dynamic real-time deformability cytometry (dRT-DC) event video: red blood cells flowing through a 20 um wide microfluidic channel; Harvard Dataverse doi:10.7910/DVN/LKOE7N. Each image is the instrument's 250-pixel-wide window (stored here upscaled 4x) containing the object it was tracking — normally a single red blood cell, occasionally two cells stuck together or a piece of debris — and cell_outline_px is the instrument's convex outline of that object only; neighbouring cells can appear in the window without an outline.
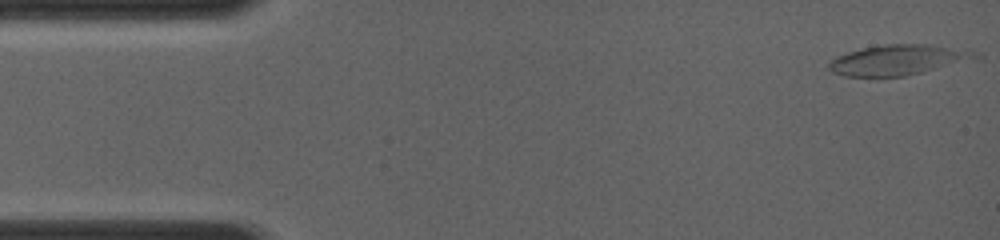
{"species": "common noctule bat (a hibernating species)", "species_latin": "Nyctalus noctula", "temperature_condition": "room temperature", "stored_images_in_passage": 3, "camera_frame_rate_fps": 4000, "um_per_image_px": 0.085, "animal": {"sex": "female", "body_mass_g": 19.0, "forearm_length_mm": 56.7}, "frame": {"image": 1, "passage_image": 1, "time_ms": 0.0, "image_size_px": [1000, 240], "cell_outline_px": [[984, 56], [976, 60], [908, 76], [844, 76], [832, 72], [828, 68], [828, 64], [836, 56], [848, 52], [864, 48], [884, 44], [928, 44], [980, 52]], "centroid_in_image_um": [76.44, 5.1], "position_along_channel_um": 8.6, "area_um2": 26.18}}